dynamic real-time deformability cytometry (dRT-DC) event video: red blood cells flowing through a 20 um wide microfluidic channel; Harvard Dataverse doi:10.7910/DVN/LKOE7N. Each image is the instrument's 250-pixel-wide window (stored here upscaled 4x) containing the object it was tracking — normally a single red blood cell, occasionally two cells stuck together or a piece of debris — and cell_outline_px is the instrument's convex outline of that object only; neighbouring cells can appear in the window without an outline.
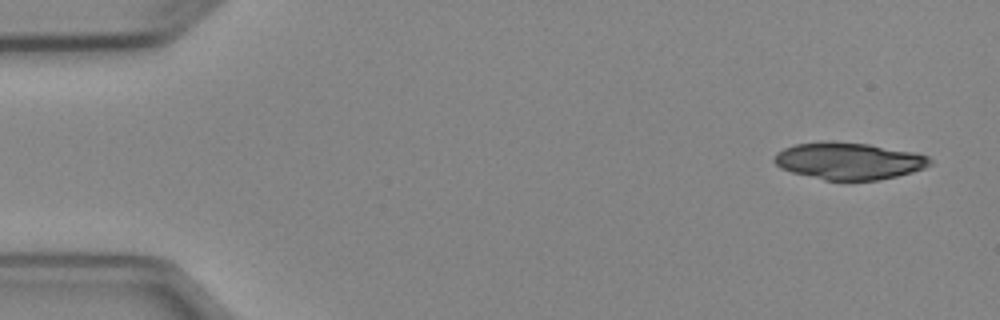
{"species": "Egyptian fruit bat (a non-hibernating species)", "species_latin": "Rousettus aegyptiacus", "temperature_condition": "cold", "stored_images_in_passage": 6, "camera_frame_rate_fps": 3000, "um_per_image_px": 0.085, "animal": {"sex": "female"}, "frame": {"image": 1, "passage_image": 1, "time_ms": 0.0, "image_size_px": [1000, 320], "cell_outline_px": [[932, 164], [924, 168], [912, 172], [880, 180], [824, 180], [792, 172], [780, 168], [772, 160], [776, 152], [784, 148], [796, 144], [828, 140], [832, 140], [868, 144], [912, 152], [928, 156], [932, 160]], "centroid_in_image_um": [72.12, 13.67], "position_along_channel_um": 12.9, "area_um2": 33.7}}
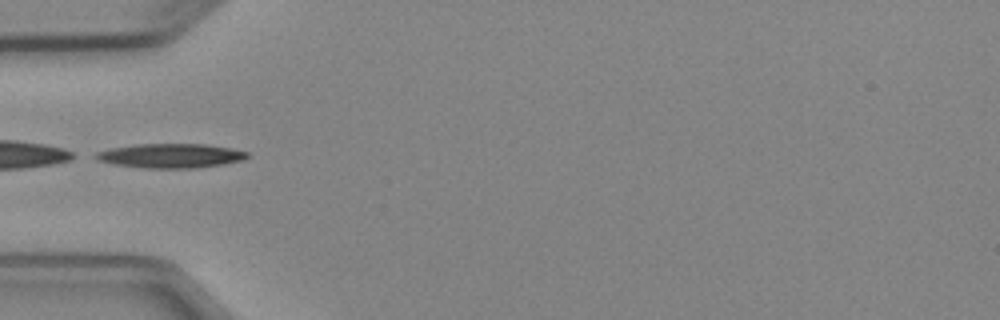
{"frame": {"image": 2, "passage_image": 4, "time_ms": 4.667, "image_size_px": [1000, 320], "cell_outline_px": [[248, 156], [244, 160], [224, 164], [196, 168], [144, 168], [112, 164], [96, 160], [88, 156], [96, 152], [108, 148], [136, 144], [204, 144], [232, 148], [248, 152]], "centroid_in_image_um": [14.42, 13.24], "position_along_channel_um": 70.6, "area_um2": 21.85}}
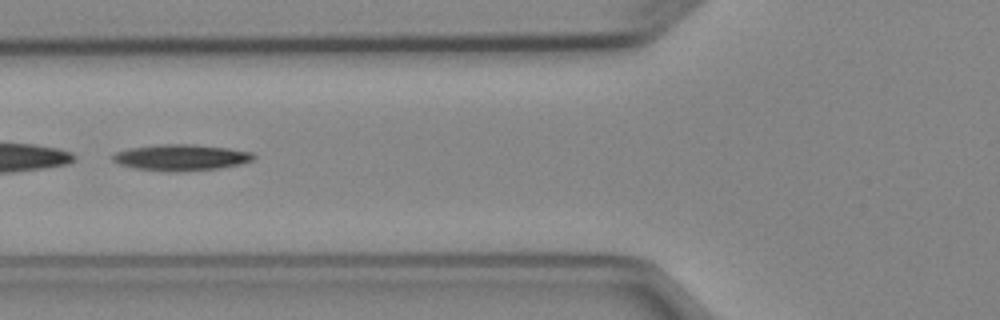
{"frame": {"image": 3, "passage_image": 5, "time_ms": 5.667, "image_size_px": [1000, 320], "cell_outline_px": [[256, 156], [252, 160], [240, 164], [220, 168], [176, 172], [168, 172], [136, 168], [120, 164], [112, 160], [112, 156], [116, 152], [132, 148], [160, 144], [192, 144], [228, 148], [252, 152]], "centroid_in_image_um": [15.41, 13.39], "position_along_channel_um": 110.4, "area_um2": 21.39}}